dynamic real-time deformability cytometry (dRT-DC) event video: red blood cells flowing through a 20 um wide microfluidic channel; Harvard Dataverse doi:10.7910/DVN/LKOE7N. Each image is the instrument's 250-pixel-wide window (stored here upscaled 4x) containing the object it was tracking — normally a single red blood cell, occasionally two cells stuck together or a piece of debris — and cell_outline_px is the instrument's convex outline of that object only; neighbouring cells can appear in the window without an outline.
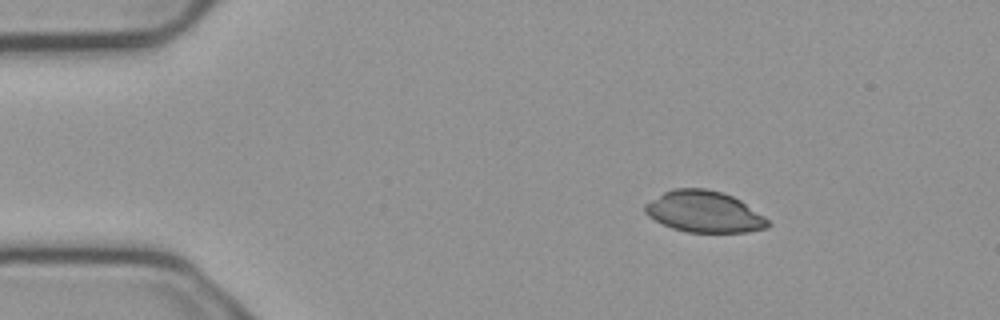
{"species": "common noctule bat (a hibernating species)", "species_latin": "Nyctalus noctula", "temperature_condition": "cold", "stored_images_in_passage": 3, "camera_frame_rate_fps": 3000, "um_per_image_px": 0.085, "animal": {"sex": "male", "body_mass_g": 23.1, "forearm_length_mm": 52.7}, "frame": {"image": 1, "passage_image": 2, "time_ms": 0.333, "image_size_px": [1000, 320], "cell_outline_px": [[772, 224], [768, 228], [748, 232], [688, 232], [672, 228], [648, 216], [644, 212], [644, 204], [664, 192], [672, 188], [704, 188], [720, 192], [732, 196], [740, 200], [764, 216]], "centroid_in_image_um": [59.86, 18.0], "position_along_channel_um": 25.1, "area_um2": 29.54}}